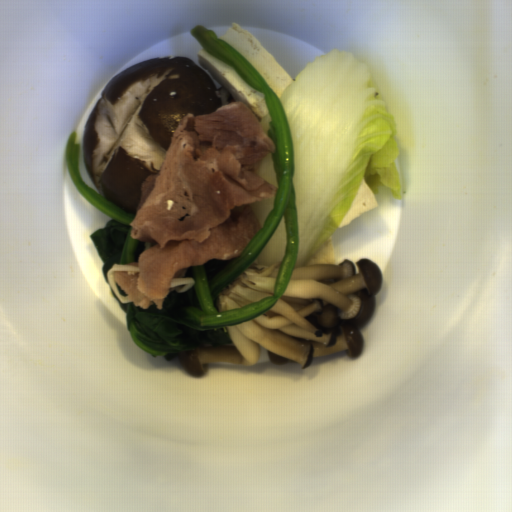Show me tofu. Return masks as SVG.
<instances>
[{
  "mask_svg": "<svg viewBox=\"0 0 512 512\" xmlns=\"http://www.w3.org/2000/svg\"><path fill=\"white\" fill-rule=\"evenodd\" d=\"M336 252L334 245L333 233L326 238L318 250L306 261L303 266H311L317 264H335Z\"/></svg>",
  "mask_w": 512,
  "mask_h": 512,
  "instance_id": "4",
  "label": "tofu"
},
{
  "mask_svg": "<svg viewBox=\"0 0 512 512\" xmlns=\"http://www.w3.org/2000/svg\"><path fill=\"white\" fill-rule=\"evenodd\" d=\"M217 38L229 43L249 61L278 100L294 81L291 74L259 42L251 30L242 29L240 24L231 22L230 27Z\"/></svg>",
  "mask_w": 512,
  "mask_h": 512,
  "instance_id": "1",
  "label": "tofu"
},
{
  "mask_svg": "<svg viewBox=\"0 0 512 512\" xmlns=\"http://www.w3.org/2000/svg\"><path fill=\"white\" fill-rule=\"evenodd\" d=\"M379 206L376 196L368 184L367 180L363 176L361 186L350 205L349 209L345 213L344 217L340 221L339 227L340 229L353 222L364 213L369 210H372Z\"/></svg>",
  "mask_w": 512,
  "mask_h": 512,
  "instance_id": "3",
  "label": "tofu"
},
{
  "mask_svg": "<svg viewBox=\"0 0 512 512\" xmlns=\"http://www.w3.org/2000/svg\"><path fill=\"white\" fill-rule=\"evenodd\" d=\"M197 56L199 64L211 73L222 88L229 91L233 99L244 102L258 119L269 115L265 93L248 85L235 67L214 57L203 47L197 52Z\"/></svg>",
  "mask_w": 512,
  "mask_h": 512,
  "instance_id": "2",
  "label": "tofu"
}]
</instances>
